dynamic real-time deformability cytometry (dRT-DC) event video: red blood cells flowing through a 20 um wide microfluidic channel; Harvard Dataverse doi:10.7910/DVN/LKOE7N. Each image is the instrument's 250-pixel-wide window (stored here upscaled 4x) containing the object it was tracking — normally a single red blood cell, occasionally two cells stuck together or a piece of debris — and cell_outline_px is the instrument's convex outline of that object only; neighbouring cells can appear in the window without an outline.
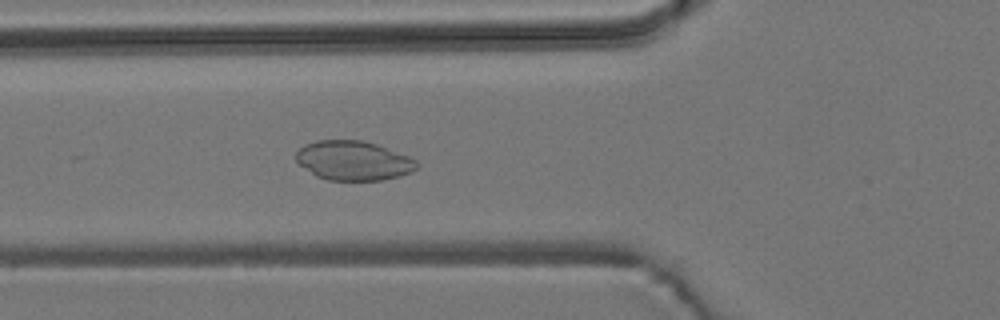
{"species": "common noctule bat (a hibernating species)", "species_latin": "Nyctalus noctula", "temperature_condition": "room temperature", "stored_images_in_passage": 6, "camera_frame_rate_fps": 3000, "um_per_image_px": 0.085, "animal": {"sex": "male", "body_mass_g": 19.2, "forearm_length_mm": 51.8}, "frame": {"image": 1, "passage_image": 6, "time_ms": 5.667, "image_size_px": [1000, 320], "cell_outline_px": [[416, 168], [412, 172], [380, 180], [328, 180], [316, 176], [300, 164], [296, 160], [296, 152], [304, 144], [316, 140], [364, 140], [376, 144], [408, 156], [416, 160]], "centroid_in_image_um": [30.01, 13.64], "position_along_channel_um": 95.8, "area_um2": 27.46}}